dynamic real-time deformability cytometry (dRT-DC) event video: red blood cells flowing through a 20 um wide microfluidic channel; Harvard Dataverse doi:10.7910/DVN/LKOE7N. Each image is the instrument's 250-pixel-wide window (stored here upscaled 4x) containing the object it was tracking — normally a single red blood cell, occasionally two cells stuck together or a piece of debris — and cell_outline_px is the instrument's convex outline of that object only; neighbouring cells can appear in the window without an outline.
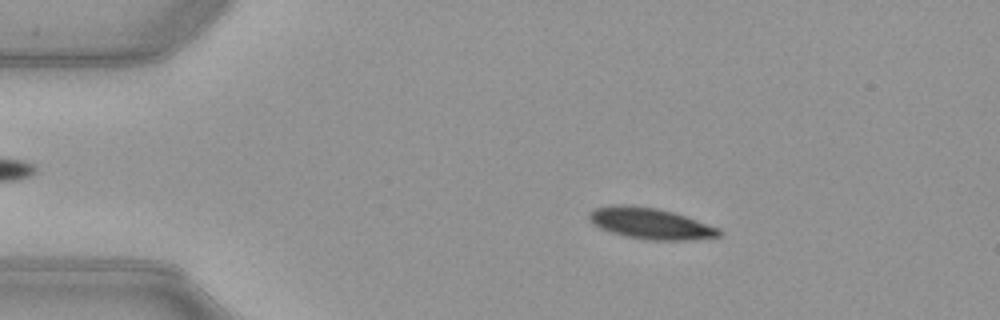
{"species": "common noctule bat (a hibernating species)", "species_latin": "Nyctalus noctula", "temperature_condition": "warm", "stored_images_in_passage": 51, "camera_frame_rate_fps": 3000, "um_per_image_px": 0.085, "animal": {"sex": "female", "body_mass_g": 21.9}, "frame": {"image": 1, "passage_image": 9, "time_ms": 2.667, "image_size_px": [1000, 320], "cell_outline_px": [[724, 232], [720, 236], [688, 240], [648, 240], [624, 236], [600, 228], [592, 224], [588, 216], [588, 212], [592, 208], [612, 204], [632, 204], [660, 208], [720, 228]], "centroid_in_image_um": [55.24, 18.97], "position_along_channel_um": 29.8, "area_um2": 23.93}}
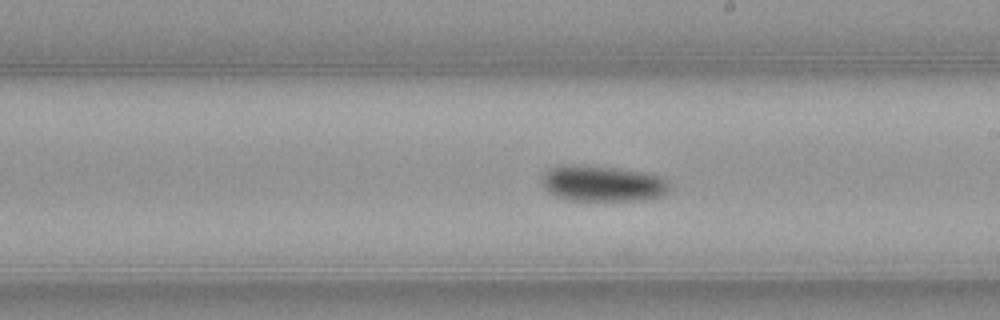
{"frame": {"image": 2, "passage_image": 29, "time_ms": 9.333, "image_size_px": [1000, 320], "cell_outline_px": [[672, 188], [664, 196], [644, 200], [568, 200], [556, 196], [548, 192], [544, 188], [544, 172], [548, 168], [560, 164], [576, 164], [620, 168], [648, 172], [664, 176], [672, 184]], "centroid_in_image_um": [51.31, 15.58], "position_along_channel_um": 237.7, "area_um2": 27.46}}
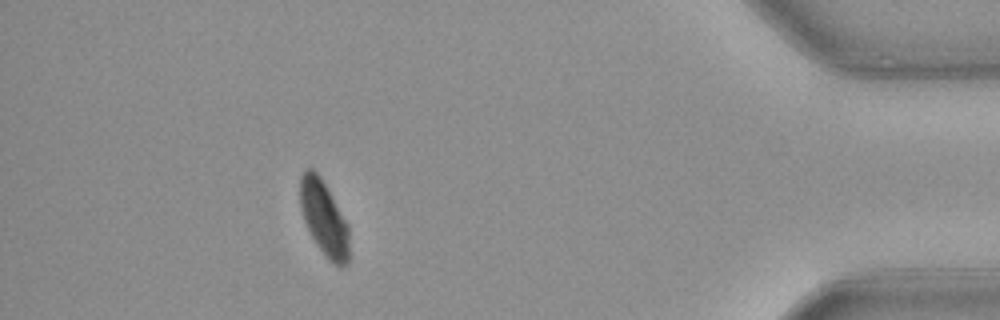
{"frame": {"image": 3, "passage_image": 46, "time_ms": 15.0, "image_size_px": [1000, 320], "cell_outline_px": [[348, 264], [336, 264], [328, 260], [312, 236], [304, 220], [300, 208], [300, 176], [304, 168], [312, 168], [320, 176], [348, 224]], "centroid_in_image_um": [27.51, 18.49], "position_along_channel_um": 407.7, "area_um2": 20.98}, "authors_computed_cell_mechanics": {"area_um2": 24.276, "velocity_mm_per_s": 3.9691, "shape_relaxation_time_tau1_ms": 2.8266, "shape_relaxation_time_tau2_ms": null, "deformation_change_tau1": 0.1158, "deformation_change_tau2": null}}